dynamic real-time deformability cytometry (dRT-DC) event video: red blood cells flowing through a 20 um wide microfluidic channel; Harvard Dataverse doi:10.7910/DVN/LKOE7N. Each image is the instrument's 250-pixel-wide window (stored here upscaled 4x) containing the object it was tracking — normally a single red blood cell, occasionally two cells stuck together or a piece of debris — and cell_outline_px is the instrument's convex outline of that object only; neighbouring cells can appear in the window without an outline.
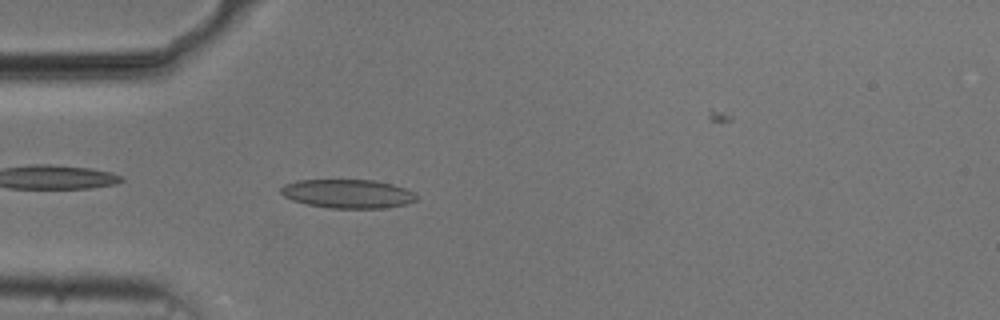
{"species": "common noctule bat (a hibernating species)", "species_latin": "Nyctalus noctula", "temperature_condition": "cold", "stored_images_in_passage": 7, "camera_frame_rate_fps": 3000, "um_per_image_px": 0.085, "animal": {"sex": "male", "body_mass_g": 20.5, "forearm_length_mm": 52.5}, "frame": {"image": 1, "passage_image": 3, "time_ms": 0.667, "image_size_px": [1000, 320], "cell_outline_px": [[416, 200], [404, 204], [384, 208], [328, 208], [308, 204], [292, 200], [284, 196], [280, 192], [280, 188], [284, 184], [296, 180], [376, 180], [392, 184], [416, 192]], "centroid_in_image_um": [29.55, 16.46], "position_along_channel_um": 55.5, "area_um2": 22.77}}